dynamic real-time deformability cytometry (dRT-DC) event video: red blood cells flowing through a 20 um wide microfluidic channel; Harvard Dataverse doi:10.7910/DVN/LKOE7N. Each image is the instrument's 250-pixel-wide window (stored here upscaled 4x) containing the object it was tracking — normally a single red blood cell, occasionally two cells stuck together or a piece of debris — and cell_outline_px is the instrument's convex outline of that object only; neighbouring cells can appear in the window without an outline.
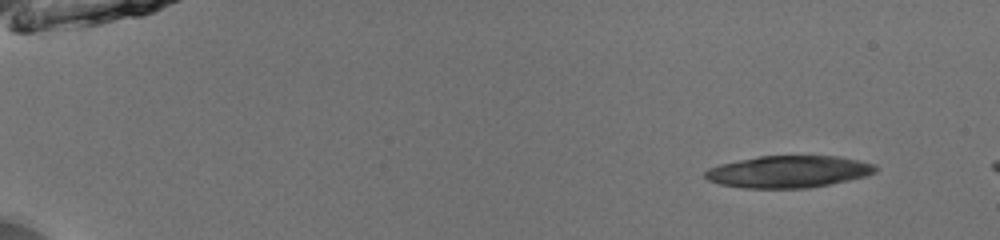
{"species": "common noctule bat (a hibernating species)", "species_latin": "Nyctalus noctula", "temperature_condition": "room temperature", "stored_images_in_passage": 15, "camera_frame_rate_fps": 3000, "um_per_image_px": 0.085, "animal": {"sex": "male", "body_mass_g": 13.0, "forearm_length_mm": 53.1}, "frame": {"image": 1, "passage_image": 3, "time_ms": 0.667, "image_size_px": [1000, 240], "cell_outline_px": [[876, 172], [864, 176], [848, 180], [808, 188], [744, 188], [720, 184], [708, 180], [704, 176], [704, 172], [708, 168], [720, 164], [760, 156], [836, 156], [876, 164]], "centroid_in_image_um": [66.99, 14.59], "position_along_channel_um": 18.0, "area_um2": 31.5}}